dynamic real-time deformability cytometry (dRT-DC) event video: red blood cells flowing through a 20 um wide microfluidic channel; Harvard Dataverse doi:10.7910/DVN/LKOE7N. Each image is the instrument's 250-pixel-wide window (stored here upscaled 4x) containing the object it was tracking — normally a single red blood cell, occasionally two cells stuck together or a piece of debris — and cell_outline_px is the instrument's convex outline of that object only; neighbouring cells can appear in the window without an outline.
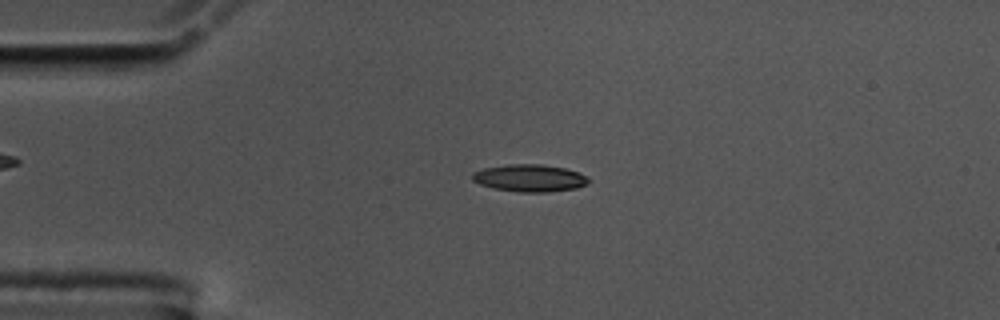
{"species": "common noctule bat (a hibernating species)", "species_latin": "Nyctalus noctula", "temperature_condition": "cold", "stored_images_in_passage": 56, "camera_frame_rate_fps": 3000, "um_per_image_px": 0.085, "animal": {"sex": "male", "body_mass_g": 17.5, "forearm_length_mm": 52.3}, "frame": {"image": 1, "passage_image": 13, "time_ms": 4.0, "image_size_px": [1000, 320], "cell_outline_px": [[588, 184], [576, 188], [548, 192], [520, 192], [492, 188], [480, 184], [472, 180], [472, 172], [484, 168], [508, 164], [540, 164], [564, 168], [580, 172], [588, 176]], "centroid_in_image_um": [45.02, 15.13], "position_along_channel_um": 40.0, "area_um2": 18.55}}
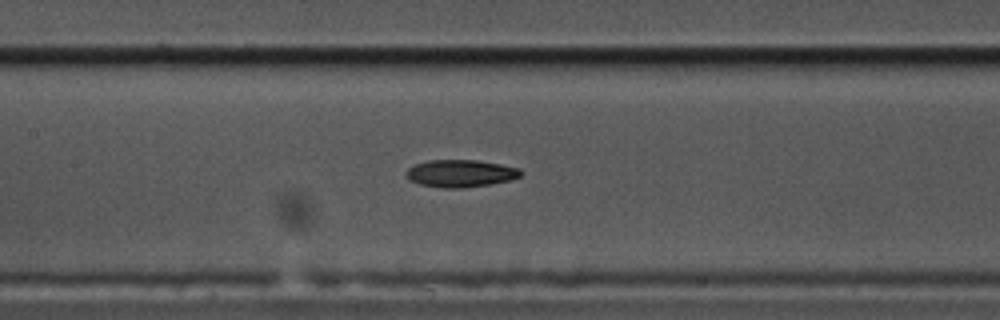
{"frame": {"image": 2, "passage_image": 26, "time_ms": 8.333, "image_size_px": [1000, 320], "cell_outline_px": [[524, 172], [520, 176], [512, 180], [492, 184], [460, 188], [444, 188], [420, 184], [408, 180], [404, 172], [412, 164], [428, 160], [476, 160], [500, 164], [520, 168]], "centroid_in_image_um": [39.13, 14.73], "position_along_channel_um": 168.3, "area_um2": 18.55}}
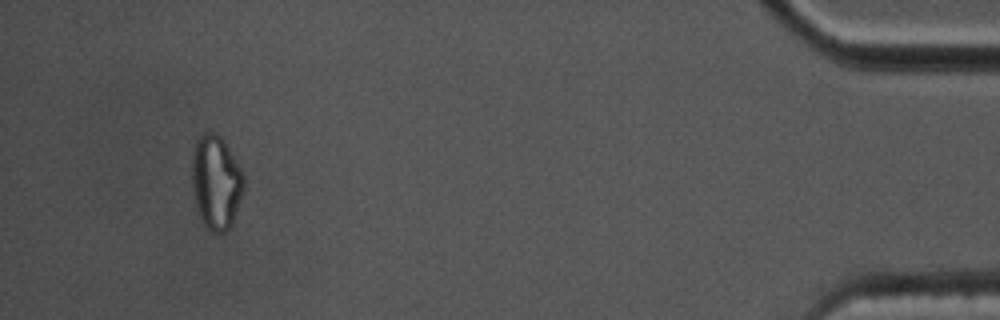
{"frame": {"image": 3, "passage_image": 53, "time_ms": 17.333, "image_size_px": [1000, 320], "cell_outline_px": [[244, 188], [232, 224], [224, 232], [212, 232], [204, 224], [200, 216], [196, 204], [192, 184], [192, 152], [196, 140], [204, 132], [216, 132], [224, 140], [240, 168], [244, 176]], "centroid_in_image_um": [18.36, 15.46], "position_along_channel_um": 416.8, "area_um2": 28.21}}